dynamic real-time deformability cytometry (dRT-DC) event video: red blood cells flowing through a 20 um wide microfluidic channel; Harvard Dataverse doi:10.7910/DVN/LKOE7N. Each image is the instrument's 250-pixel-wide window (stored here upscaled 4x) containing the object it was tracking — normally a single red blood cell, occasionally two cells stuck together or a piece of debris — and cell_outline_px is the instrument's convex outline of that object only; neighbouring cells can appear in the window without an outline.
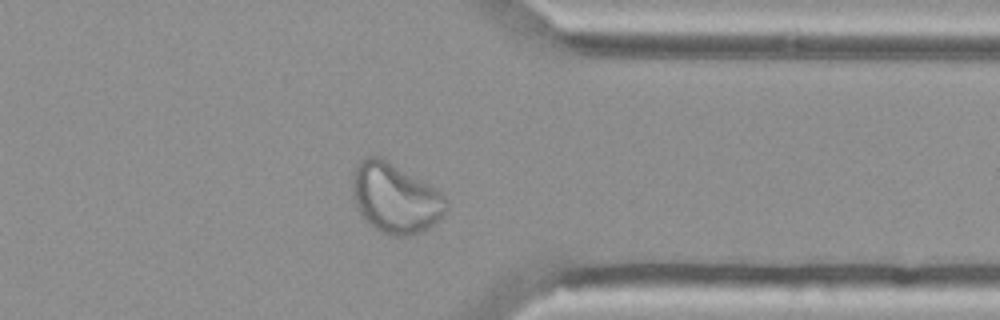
{"species": "Egyptian fruit bat (a non-hibernating species)", "species_latin": "Rousettus aegyptiacus", "temperature_condition": "cold", "stored_images_in_passage": 44, "camera_frame_rate_fps": 3000, "um_per_image_px": 0.085, "animal": {"sex": "female"}, "frame": {"image": 1, "passage_image": 32, "time_ms": 10.333, "image_size_px": [1000, 320], "cell_outline_px": [[448, 208], [436, 224], [424, 232], [412, 236], [392, 236], [380, 232], [368, 224], [360, 216], [356, 208], [352, 188], [352, 172], [360, 160], [364, 156], [380, 156], [436, 188], [448, 200]], "centroid_in_image_um": [33.59, 16.87], "position_along_channel_um": 377.8, "area_um2": 38.9}}